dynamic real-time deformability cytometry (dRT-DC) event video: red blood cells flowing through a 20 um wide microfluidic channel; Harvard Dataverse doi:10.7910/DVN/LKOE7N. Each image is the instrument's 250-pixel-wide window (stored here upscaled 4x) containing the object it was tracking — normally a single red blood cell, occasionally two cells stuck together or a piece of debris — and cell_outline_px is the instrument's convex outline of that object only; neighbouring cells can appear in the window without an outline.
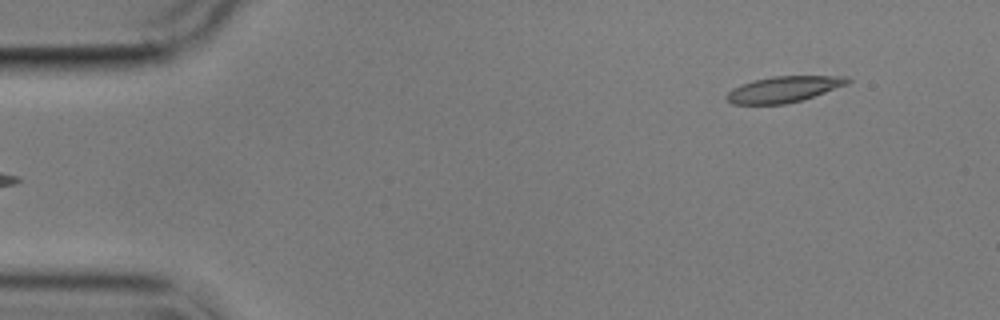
{"species": "common noctule bat (a hibernating species)", "species_latin": "Nyctalus noctula", "temperature_condition": "cold", "stored_images_in_passage": 2, "camera_frame_rate_fps": 3000, "um_per_image_px": 0.085, "animal": {"sex": "male", "body_mass_g": 17.9}, "frame": {"image": 1, "passage_image": 2, "time_ms": 1.0, "image_size_px": [1000, 320], "cell_outline_px": [[852, 80], [848, 84], [800, 100], [784, 104], [732, 104], [724, 96], [732, 88], [756, 80], [772, 76], [848, 76]], "centroid_in_image_um": [66.62, 7.58], "position_along_channel_um": 18.4, "area_um2": 18.03}}